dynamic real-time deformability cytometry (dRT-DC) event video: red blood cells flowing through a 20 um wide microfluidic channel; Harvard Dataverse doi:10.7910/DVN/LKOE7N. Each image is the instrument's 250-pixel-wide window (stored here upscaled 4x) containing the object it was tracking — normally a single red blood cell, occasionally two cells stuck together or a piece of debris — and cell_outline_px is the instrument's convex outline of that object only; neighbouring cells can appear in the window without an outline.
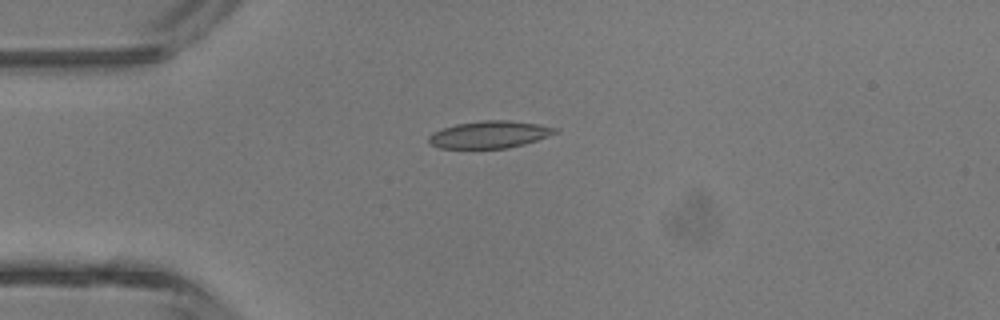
{"species": "common noctule bat (a hibernating species)", "species_latin": "Nyctalus noctula", "temperature_condition": "room temperature", "stored_images_in_passage": 4, "camera_frame_rate_fps": 3000, "um_per_image_px": 0.085, "animal": {"sex": "male", "body_mass_g": 13.3}, "frame": {"image": 1, "passage_image": 4, "time_ms": 4.333, "image_size_px": [1000, 320], "cell_outline_px": [[560, 132], [524, 144], [508, 148], [440, 148], [432, 144], [428, 140], [428, 136], [432, 132], [440, 128], [456, 124], [480, 120], [508, 120], [536, 124], [560, 128]], "centroid_in_image_um": [41.61, 11.42], "position_along_channel_um": 43.4, "area_um2": 20.11}}